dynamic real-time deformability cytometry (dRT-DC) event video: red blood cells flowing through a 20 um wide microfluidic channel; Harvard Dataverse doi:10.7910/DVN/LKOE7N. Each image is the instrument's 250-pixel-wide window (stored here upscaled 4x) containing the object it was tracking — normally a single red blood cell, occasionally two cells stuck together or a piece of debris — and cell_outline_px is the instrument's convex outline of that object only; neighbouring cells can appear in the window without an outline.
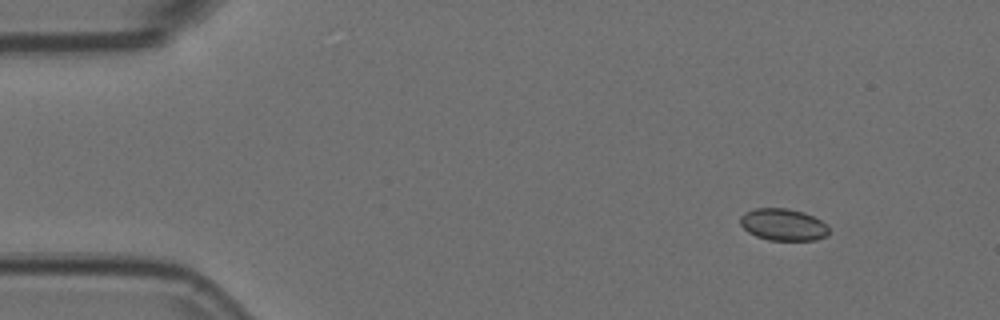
{"species": "Egyptian fruit bat (a non-hibernating species)", "species_latin": "Rousettus aegyptiacus", "temperature_condition": "room temperature", "stored_images_in_passage": 5, "camera_frame_rate_fps": 3000, "um_per_image_px": 0.085, "animal": {"sex": "female"}, "frame": {"image": 1, "passage_image": 2, "time_ms": 0.333, "image_size_px": [1000, 320], "cell_outline_px": [[828, 232], [824, 236], [816, 240], [768, 240], [756, 236], [748, 232], [740, 224], [740, 216], [744, 212], [756, 208], [788, 208], [804, 212], [828, 224]], "centroid_in_image_um": [66.55, 19.08], "position_along_channel_um": 18.5, "area_um2": 16.53}}
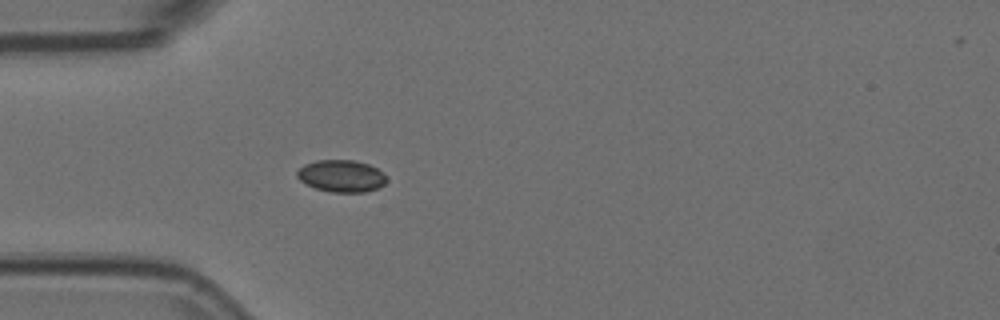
{"frame": {"image": 2, "passage_image": 5, "time_ms": 1.333, "image_size_px": [1000, 320], "cell_outline_px": [[388, 180], [384, 184], [376, 188], [364, 192], [328, 192], [316, 188], [300, 180], [296, 176], [296, 172], [304, 164], [316, 160], [352, 160], [368, 164], [376, 168]], "centroid_in_image_um": [28.99, 14.96], "position_along_channel_um": 56.0, "area_um2": 16.53}}